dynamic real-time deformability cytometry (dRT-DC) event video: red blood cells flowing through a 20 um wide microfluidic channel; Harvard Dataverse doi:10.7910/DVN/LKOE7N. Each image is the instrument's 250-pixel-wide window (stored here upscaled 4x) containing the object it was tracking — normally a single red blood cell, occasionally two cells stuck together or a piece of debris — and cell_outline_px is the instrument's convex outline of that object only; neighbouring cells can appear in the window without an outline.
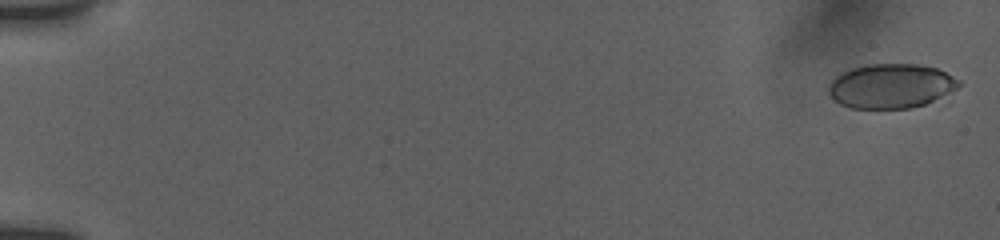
{"species": "human", "species_latin": "Homo sapiens", "temperature_condition": "room temperature", "stored_images_in_passage": 23, "camera_frame_rate_fps": 3000, "um_per_image_px": 0.085, "donor": {"sex": "female"}, "frame": {"image": 1, "passage_image": 2, "time_ms": 0.333, "image_size_px": [1000, 240], "cell_outline_px": [[960, 84], [956, 88], [924, 104], [908, 108], [852, 108], [840, 104], [828, 92], [828, 84], [840, 72], [852, 68], [868, 64], [920, 64], [936, 68], [960, 80]], "centroid_in_image_um": [75.68, 7.29], "position_along_channel_um": 9.3, "area_um2": 33.35}}
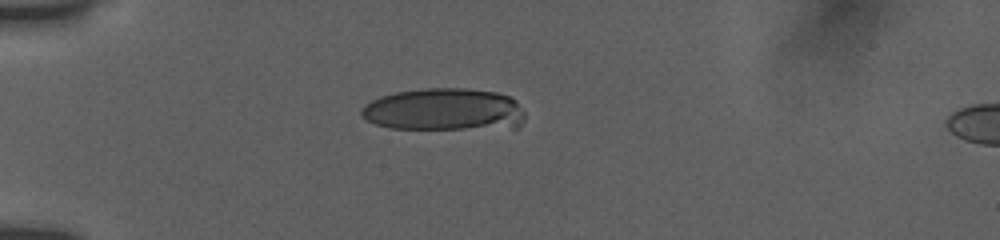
{"frame": {"image": 2, "passage_image": 17, "time_ms": 5.333, "image_size_px": [1000, 240], "cell_outline_px": [[524, 120], [516, 128], [392, 128], [376, 124], [360, 116], [360, 108], [364, 104], [380, 96], [396, 92], [424, 88], [464, 88], [496, 92], [508, 96], [516, 100], [524, 112]], "centroid_in_image_um": [37.75, 9.3], "position_along_channel_um": 47.3, "area_um2": 40.4}}